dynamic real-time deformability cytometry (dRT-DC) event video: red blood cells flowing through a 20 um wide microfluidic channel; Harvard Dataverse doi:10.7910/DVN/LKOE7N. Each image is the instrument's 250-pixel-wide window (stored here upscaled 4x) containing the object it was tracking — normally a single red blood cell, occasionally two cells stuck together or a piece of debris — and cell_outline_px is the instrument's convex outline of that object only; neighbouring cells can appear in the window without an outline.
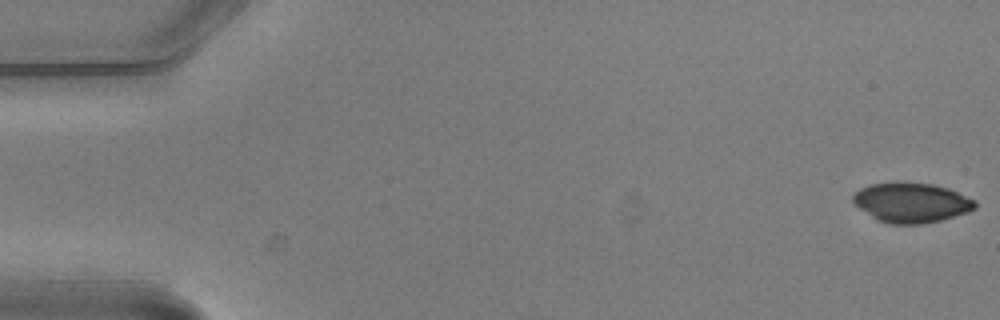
{"species": "common noctule bat (a hibernating species)", "species_latin": "Nyctalus noctula", "temperature_condition": "warm", "stored_images_in_passage": 5, "camera_frame_rate_fps": 3000, "um_per_image_px": 0.085, "animal": {"sex": "male", "body_mass_g": 20.5, "forearm_length_mm": 52.5}, "frame": {"image": 1, "passage_image": 1, "time_ms": 0.0, "image_size_px": [1000, 320], "cell_outline_px": [[976, 208], [968, 212], [940, 220], [920, 224], [888, 224], [876, 220], [860, 208], [852, 200], [852, 196], [860, 188], [872, 184], [896, 180], [932, 184], [948, 188], [976, 200]], "centroid_in_image_um": [77.46, 17.2], "position_along_channel_um": 7.5, "area_um2": 28.61}}